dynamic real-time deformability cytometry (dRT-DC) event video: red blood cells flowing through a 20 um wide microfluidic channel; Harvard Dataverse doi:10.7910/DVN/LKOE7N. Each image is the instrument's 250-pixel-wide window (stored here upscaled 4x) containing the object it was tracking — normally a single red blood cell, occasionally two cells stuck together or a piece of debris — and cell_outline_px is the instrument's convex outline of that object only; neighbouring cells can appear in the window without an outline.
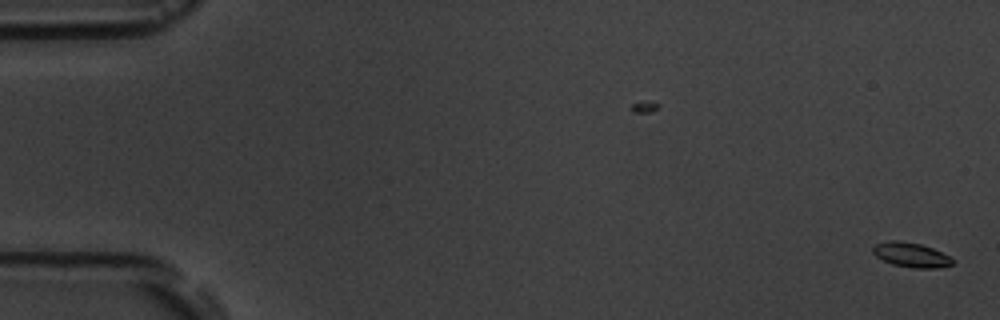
{"species": "common noctule bat (a hibernating species)", "species_latin": "Nyctalus noctula", "temperature_condition": "room temperature", "stored_images_in_passage": 2, "camera_frame_rate_fps": 3000, "um_per_image_px": 0.085, "animal": {"sex": "male", "body_mass_g": 19.5, "forearm_length_mm": 54.6}, "frame": {"image": 1, "passage_image": 2, "time_ms": 1.333, "image_size_px": [1000, 320], "cell_outline_px": [[952, 264], [936, 268], [916, 268], [892, 264], [876, 256], [872, 252], [872, 248], [876, 244], [888, 240], [896, 240], [920, 244], [932, 248], [948, 256], [952, 260]], "centroid_in_image_um": [77.39, 21.65], "position_along_channel_um": 7.6, "area_um2": 11.16}}